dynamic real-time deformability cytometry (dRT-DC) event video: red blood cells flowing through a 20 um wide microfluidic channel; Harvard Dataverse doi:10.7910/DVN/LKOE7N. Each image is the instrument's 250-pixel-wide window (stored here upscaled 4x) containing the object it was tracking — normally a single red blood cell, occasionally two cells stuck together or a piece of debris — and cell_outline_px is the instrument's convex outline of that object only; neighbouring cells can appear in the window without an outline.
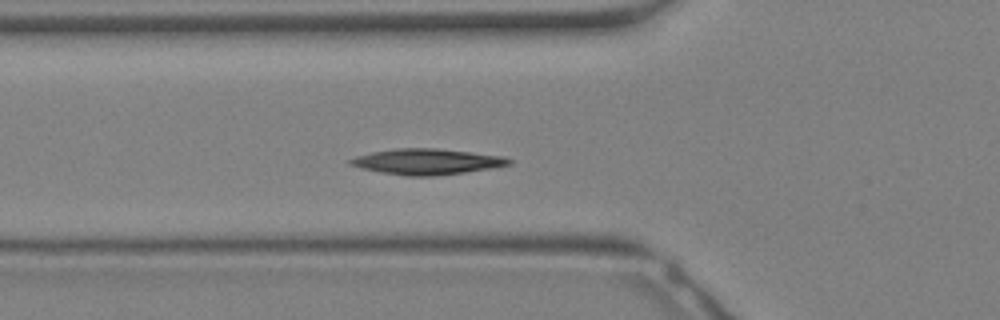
{"species": "Egyptian fruit bat (a non-hibernating species)", "species_latin": "Rousettus aegyptiacus", "temperature_condition": "warm", "stored_images_in_passage": 28, "camera_frame_rate_fps": 3000, "um_per_image_px": 0.085, "animal": {"sex": "female"}, "frame": {"image": 1, "passage_image": 6, "time_ms": 1.667, "image_size_px": [1000, 320], "cell_outline_px": [[512, 164], [492, 168], [464, 172], [432, 176], [408, 176], [380, 172], [348, 164], [348, 160], [356, 156], [372, 152], [396, 148], [436, 148], [504, 156], [512, 160]], "centroid_in_image_um": [36.3, 13.73], "position_along_channel_um": 89.5, "area_um2": 23.64}}
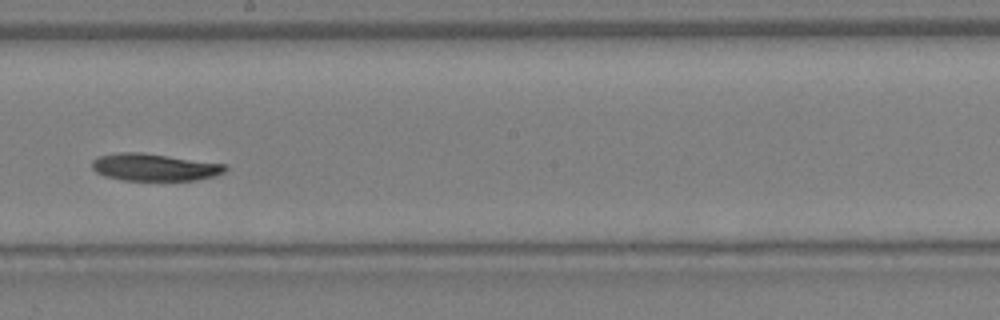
{"frame": {"image": 2, "passage_image": 13, "time_ms": 4.0, "image_size_px": [1000, 320], "cell_outline_px": [[228, 168], [224, 172], [216, 176], [196, 180], [124, 180], [104, 176], [96, 172], [92, 168], [92, 160], [96, 156], [120, 152], [144, 152], [228, 164]], "centroid_in_image_um": [13.15, 14.2], "position_along_channel_um": 235.1, "area_um2": 21.5}}
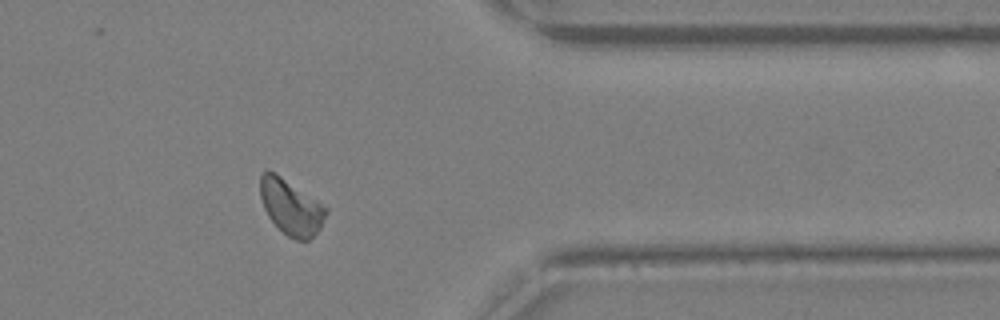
{"frame": {"image": 3, "passage_image": 21, "time_ms": 6.667, "image_size_px": [1000, 320], "cell_outline_px": [[328, 212], [320, 228], [308, 240], [296, 240], [288, 236], [268, 216], [264, 208], [260, 196], [260, 176], [268, 168], [276, 172], [328, 208]], "centroid_in_image_um": [24.72, 17.56], "position_along_channel_um": 386.7, "area_um2": 21.04}}